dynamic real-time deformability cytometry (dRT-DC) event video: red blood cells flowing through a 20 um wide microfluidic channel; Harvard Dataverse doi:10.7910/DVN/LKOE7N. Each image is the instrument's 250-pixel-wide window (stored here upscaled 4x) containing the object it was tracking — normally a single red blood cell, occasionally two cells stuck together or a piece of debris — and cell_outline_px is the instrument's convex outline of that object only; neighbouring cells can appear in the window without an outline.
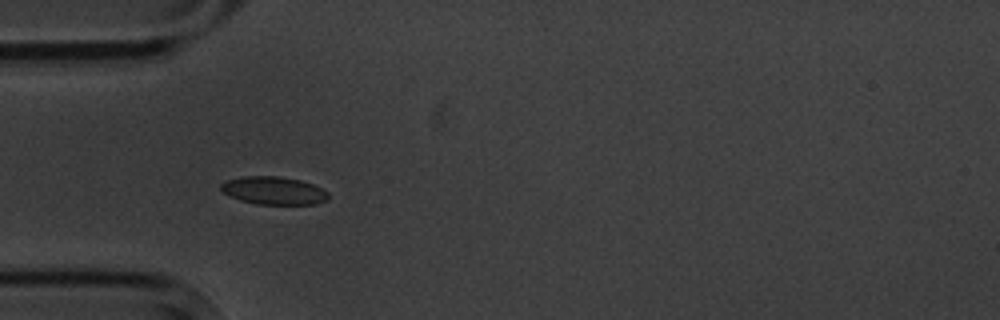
{"species": "common noctule bat (a hibernating species)", "species_latin": "Nyctalus noctula", "temperature_condition": "cold", "stored_images_in_passage": 1, "camera_frame_rate_fps": 3000, "um_per_image_px": 0.085, "animal": {"sex": "male", "body_mass_g": 20.1, "forearm_length_mm": 53.5}, "frame": {"image": 1, "passage_image": 1, "time_ms": 0.0, "image_size_px": [1000, 320], "cell_outline_px": [[328, 200], [316, 204], [256, 204], [240, 200], [228, 196], [220, 192], [220, 184], [224, 180], [240, 176], [280, 176], [300, 180], [312, 184], [328, 192]], "centroid_in_image_um": [23.19, 16.19], "position_along_channel_um": 61.8, "area_um2": 17.74}}